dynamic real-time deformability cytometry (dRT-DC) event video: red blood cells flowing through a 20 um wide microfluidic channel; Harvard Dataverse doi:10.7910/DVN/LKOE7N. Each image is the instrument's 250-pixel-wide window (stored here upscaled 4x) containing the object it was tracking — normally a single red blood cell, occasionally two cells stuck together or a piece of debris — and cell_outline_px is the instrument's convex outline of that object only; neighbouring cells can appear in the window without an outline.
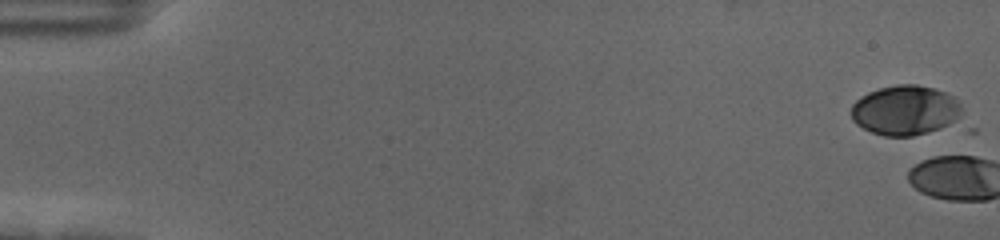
{"species": "human", "species_latin": "Homo sapiens", "temperature_condition": "cold", "stored_images_in_passage": 4, "camera_frame_rate_fps": 3000, "um_per_image_px": 0.085, "donor": {"sex": "female"}, "frame": {"image": 1, "passage_image": 1, "time_ms": 0.0, "image_size_px": [1000, 240], "cell_outline_px": [[960, 116], [956, 120], [940, 128], [928, 132], [912, 136], [884, 136], [872, 132], [856, 124], [852, 120], [852, 104], [860, 96], [868, 92], [880, 88], [896, 84], [916, 84], [948, 92], [960, 104]], "centroid_in_image_um": [76.92, 9.36], "position_along_channel_um": 8.1, "area_um2": 32.02}}